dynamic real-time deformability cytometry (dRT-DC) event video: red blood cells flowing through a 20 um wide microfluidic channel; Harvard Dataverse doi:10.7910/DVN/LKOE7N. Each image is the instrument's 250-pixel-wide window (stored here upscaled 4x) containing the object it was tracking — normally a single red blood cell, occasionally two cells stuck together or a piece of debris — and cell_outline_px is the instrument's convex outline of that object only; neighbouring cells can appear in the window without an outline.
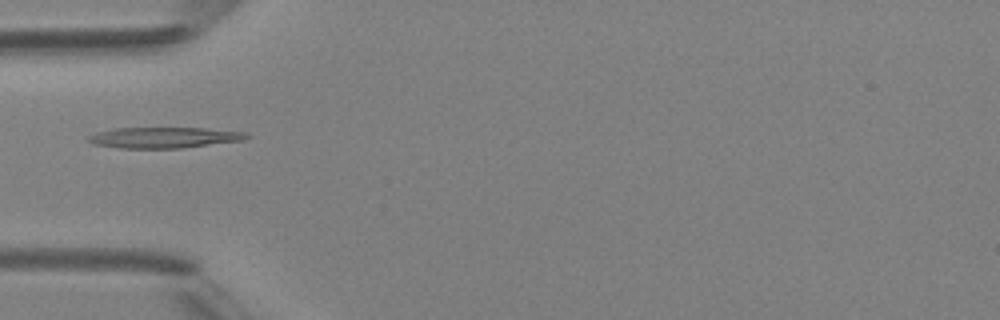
{"species": "Egyptian fruit bat (a non-hibernating species)", "species_latin": "Rousettus aegyptiacus", "temperature_condition": "room temperature", "stored_images_in_passage": 5, "camera_frame_rate_fps": 3000, "um_per_image_px": 0.085, "animal": {"sex": "female"}, "frame": {"image": 1, "passage_image": 5, "time_ms": 4.667, "image_size_px": [1000, 320], "cell_outline_px": [[252, 136], [244, 140], [180, 148], [120, 148], [92, 144], [88, 140], [88, 136], [96, 132], [116, 128], [204, 128], [248, 132]], "centroid_in_image_um": [13.97, 11.69], "position_along_channel_um": 71.0, "area_um2": 19.25}}